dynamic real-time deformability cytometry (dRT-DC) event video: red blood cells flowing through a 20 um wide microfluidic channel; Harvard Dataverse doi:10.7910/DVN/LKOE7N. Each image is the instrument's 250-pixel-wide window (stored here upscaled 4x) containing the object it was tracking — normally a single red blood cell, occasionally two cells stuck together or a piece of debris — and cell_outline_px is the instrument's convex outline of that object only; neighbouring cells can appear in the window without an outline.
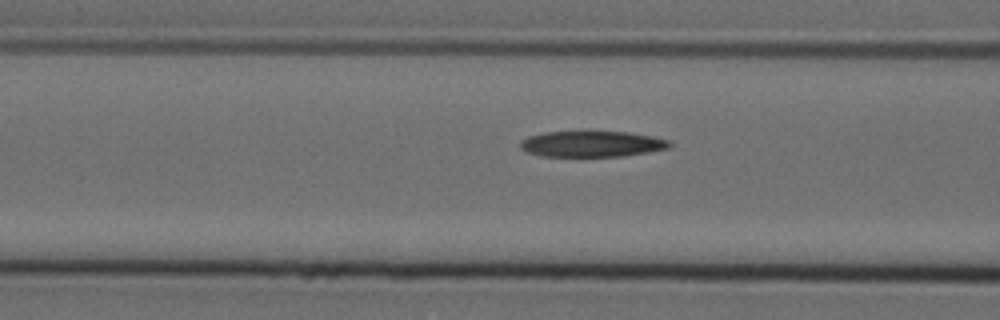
{"species": "Egyptian fruit bat (a non-hibernating species)", "species_latin": "Rousettus aegyptiacus", "temperature_condition": "cold", "stored_images_in_passage": 3, "camera_frame_rate_fps": 3000, "um_per_image_px": 0.085, "animal": {"sex": "female"}, "frame": {"image": 1, "passage_image": 3, "time_ms": 0.667, "image_size_px": [1000, 320], "cell_outline_px": [[672, 144], [668, 148], [648, 152], [624, 156], [540, 156], [528, 152], [520, 148], [520, 140], [528, 136], [544, 132], [584, 128], [628, 132], [652, 136], [672, 140]], "centroid_in_image_um": [50.29, 12.18], "position_along_channel_um": 116.3, "area_um2": 23.76}}